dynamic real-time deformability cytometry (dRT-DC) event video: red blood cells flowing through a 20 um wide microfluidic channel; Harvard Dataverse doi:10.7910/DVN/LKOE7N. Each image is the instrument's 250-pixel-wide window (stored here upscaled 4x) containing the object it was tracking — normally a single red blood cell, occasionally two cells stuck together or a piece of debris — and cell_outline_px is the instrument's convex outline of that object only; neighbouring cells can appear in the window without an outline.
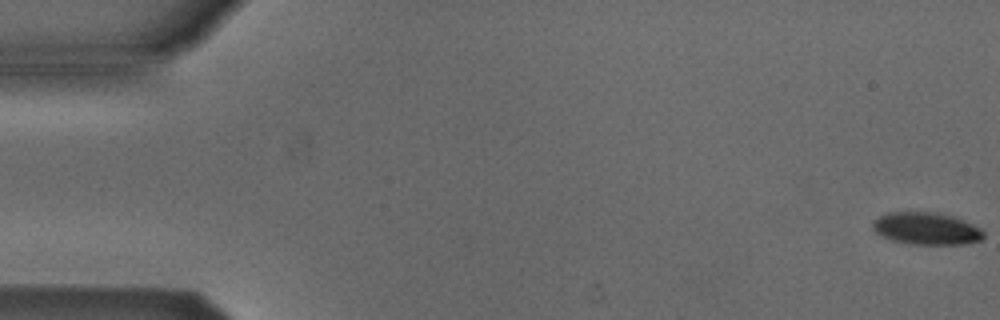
{"species": "Egyptian fruit bat (a non-hibernating species)", "species_latin": "Rousettus aegyptiacus", "temperature_condition": "cold", "stored_images_in_passage": 53, "camera_frame_rate_fps": 3000, "um_per_image_px": 0.085, "animal": {"sex": "male"}, "frame": {"image": 1, "passage_image": 1, "time_ms": 0.0, "image_size_px": [1000, 320], "cell_outline_px": [[984, 236], [980, 240], [964, 244], [912, 244], [892, 240], [876, 232], [872, 228], [872, 220], [888, 212], [936, 212], [956, 216], [980, 228], [984, 232]], "centroid_in_image_um": [78.75, 19.41], "position_along_channel_um": 6.3, "area_um2": 20.87}}
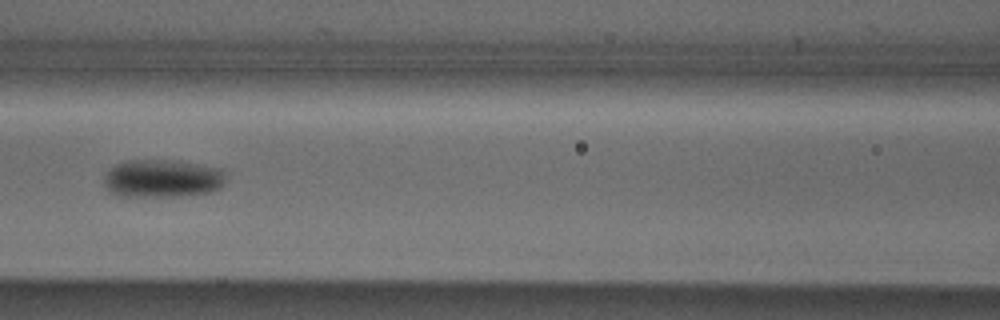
{"frame": {"image": 2, "passage_image": 24, "time_ms": 7.667, "image_size_px": [1000, 320], "cell_outline_px": [[224, 184], [220, 188], [208, 192], [176, 196], [120, 196], [108, 192], [104, 184], [104, 172], [116, 164], [128, 160], [176, 160], [224, 168]], "centroid_in_image_um": [13.78, 15.16], "position_along_channel_um": 152.8, "area_um2": 27.28}}
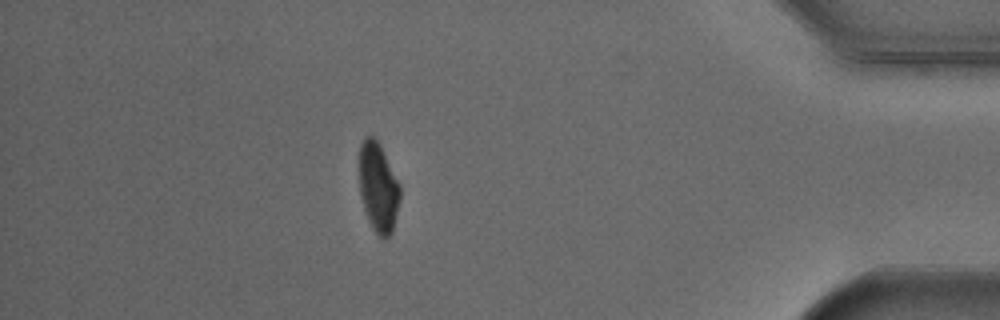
{"frame": {"image": 3, "passage_image": 47, "time_ms": 15.333, "image_size_px": [1000, 320], "cell_outline_px": [[400, 196], [392, 232], [384, 240], [372, 228], [368, 220], [364, 208], [360, 192], [360, 144], [364, 136], [372, 136], [376, 140], [400, 184]], "centroid_in_image_um": [32.14, 15.95], "position_along_channel_um": 403.1, "area_um2": 20.75}, "authors_computed_cell_mechanics": {"area_um2": 23.12, "velocity_mm_per_s": 3.8877, "shape_relaxation_time_tau1_ms": 3.3745, "shape_relaxation_time_tau2_ms": null, "deformation_change_tau1": 0.1127, "deformation_change_tau2": null}}